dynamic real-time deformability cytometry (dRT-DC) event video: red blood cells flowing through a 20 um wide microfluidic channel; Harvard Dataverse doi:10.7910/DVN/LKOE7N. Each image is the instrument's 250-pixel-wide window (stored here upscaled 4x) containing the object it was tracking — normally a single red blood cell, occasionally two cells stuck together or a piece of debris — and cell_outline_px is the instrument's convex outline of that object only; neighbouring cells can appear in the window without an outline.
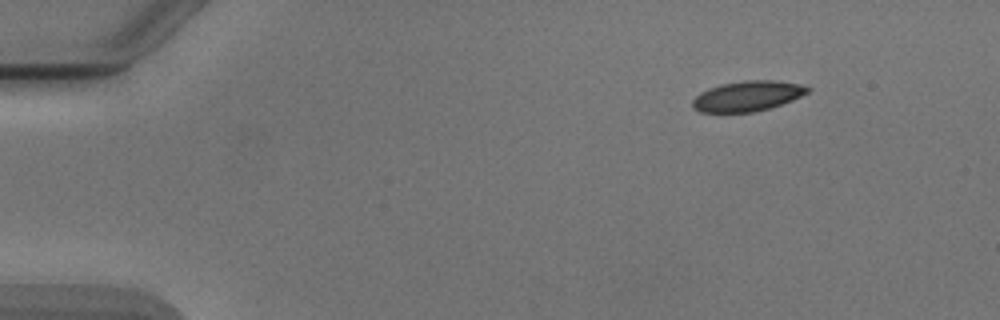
{"species": "Egyptian fruit bat (a non-hibernating species)", "species_latin": "Rousettus aegyptiacus", "temperature_condition": "cold", "stored_images_in_passage": 47, "camera_frame_rate_fps": 3000, "um_per_image_px": 0.085, "animal": {"sex": "male"}, "frame": {"image": 1, "passage_image": 1, "time_ms": 0.0, "image_size_px": [1000, 320], "cell_outline_px": [[812, 88], [808, 92], [792, 100], [768, 108], [752, 112], [700, 112], [692, 108], [692, 100], [700, 92], [708, 88], [720, 84], [744, 80], [776, 80], [800, 84]], "centroid_in_image_um": [63.51, 8.15], "position_along_channel_um": 21.5, "area_um2": 20.29}}
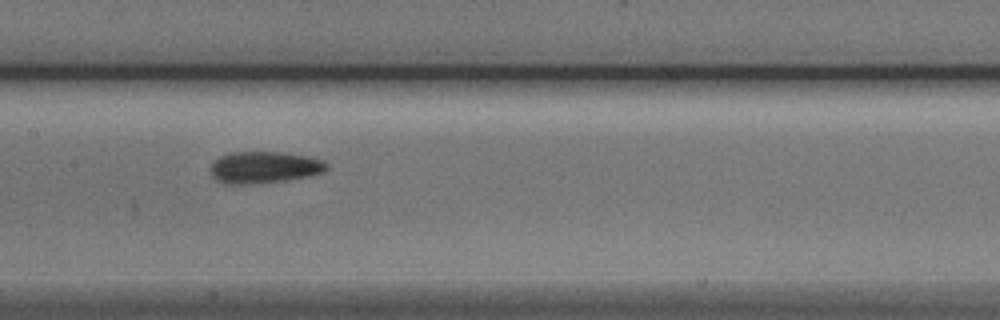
{"frame": {"image": 2, "passage_image": 21, "time_ms": 6.667, "image_size_px": [1000, 320], "cell_outline_px": [[328, 168], [324, 172], [308, 176], [284, 180], [252, 184], [224, 184], [216, 180], [212, 176], [208, 168], [220, 156], [228, 152], [284, 152], [308, 156], [324, 160], [328, 164]], "centroid_in_image_um": [22.44, 14.22], "position_along_channel_um": 185.0, "area_um2": 21.73}}
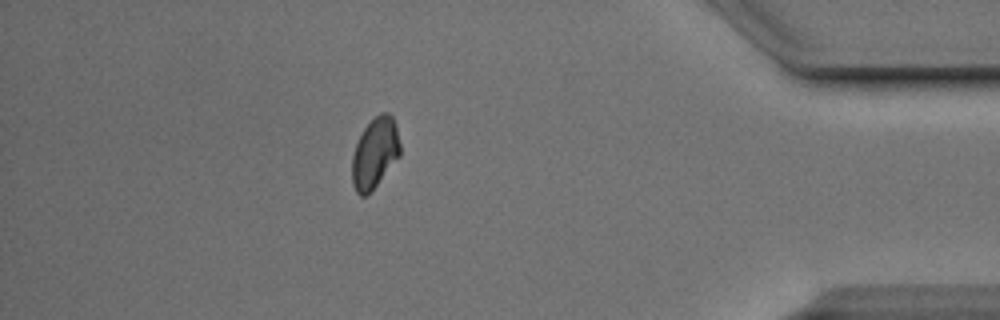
{"frame": {"image": 3, "passage_image": 41, "time_ms": 13.333, "image_size_px": [1000, 320], "cell_outline_px": [[400, 156], [376, 184], [364, 196], [360, 196], [356, 192], [352, 184], [352, 156], [356, 144], [364, 128], [380, 112], [388, 112], [392, 116], [396, 124], [400, 144]], "centroid_in_image_um": [31.87, 12.98], "position_along_channel_um": 403.3, "area_um2": 19.48}, "authors_computed_cell_mechanics": {"area_um2": 20.7502, "velocity_mm_per_s": 3.8756, "shape_relaxation_time_tau1_ms": 3.6153, "shape_relaxation_time_tau2_ms": 3.5635, "deformation_change_tau1": 0.0849, "deformation_change_tau2": 0.0746}}